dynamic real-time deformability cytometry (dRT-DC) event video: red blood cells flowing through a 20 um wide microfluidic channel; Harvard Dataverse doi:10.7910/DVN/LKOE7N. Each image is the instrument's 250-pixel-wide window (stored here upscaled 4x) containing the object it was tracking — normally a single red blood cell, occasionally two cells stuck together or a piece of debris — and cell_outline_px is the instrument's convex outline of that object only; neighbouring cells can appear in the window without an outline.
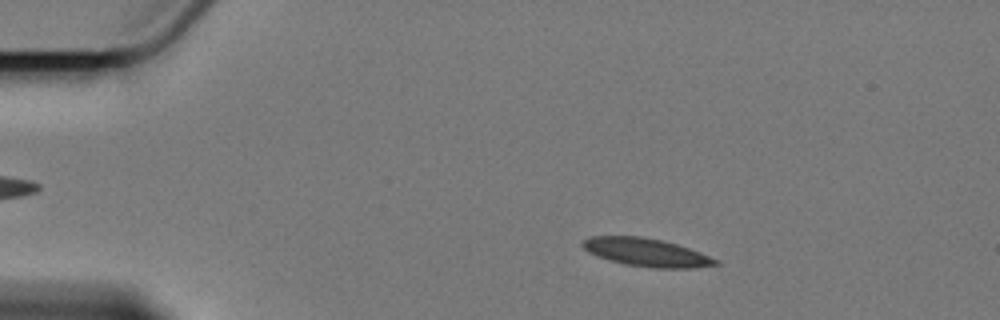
{"species": "Egyptian fruit bat (a non-hibernating species)", "species_latin": "Rousettus aegyptiacus", "temperature_condition": "cold", "stored_images_in_passage": 59, "camera_frame_rate_fps": 3000, "um_per_image_px": 0.085, "animal": {"sex": "female"}, "frame": {"image": 1, "passage_image": 10, "time_ms": 3.0, "image_size_px": [1000, 320], "cell_outline_px": [[720, 264], [696, 268], [652, 268], [624, 264], [608, 260], [596, 256], [588, 252], [580, 244], [588, 236], [640, 236], [660, 240], [676, 244], [700, 252], [720, 260]], "centroid_in_image_um": [54.94, 21.46], "position_along_channel_um": 30.1, "area_um2": 21.91}}
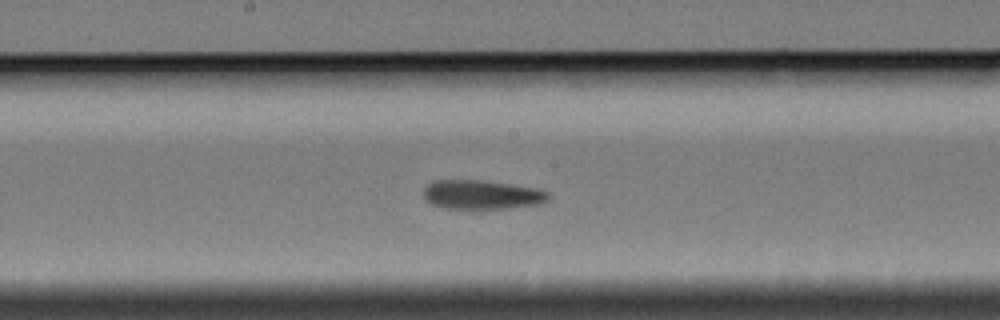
{"frame": {"image": 2, "passage_image": 31, "time_ms": 10.0, "image_size_px": [1000, 320], "cell_outline_px": [[552, 196], [548, 200], [540, 204], [508, 208], [444, 208], [432, 204], [424, 200], [424, 188], [428, 184], [436, 180], [480, 180], [536, 188], [548, 192]], "centroid_in_image_um": [40.96, 16.55], "position_along_channel_um": 207.2, "area_um2": 21.1}}
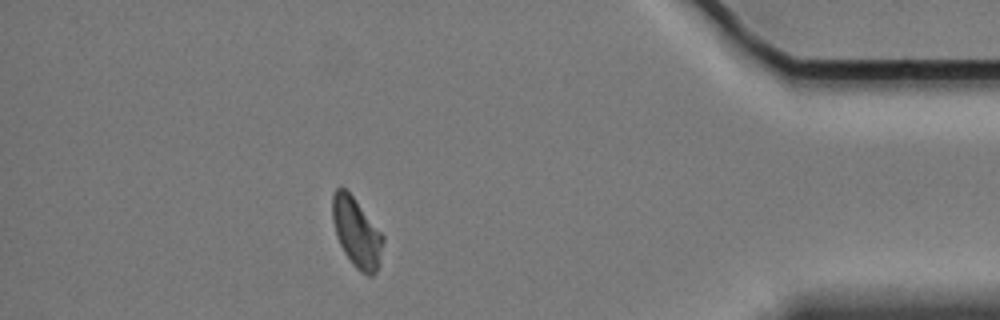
{"frame": {"image": 3, "passage_image": 52, "time_ms": 17.0, "image_size_px": [1000, 320], "cell_outline_px": [[384, 240], [380, 264], [376, 272], [372, 276], [368, 276], [360, 272], [352, 264], [344, 252], [336, 236], [332, 220], [332, 196], [336, 188], [344, 188], [352, 196], [384, 236]], "centroid_in_image_um": [30.31, 19.81], "position_along_channel_um": 404.9, "area_um2": 20.4}}